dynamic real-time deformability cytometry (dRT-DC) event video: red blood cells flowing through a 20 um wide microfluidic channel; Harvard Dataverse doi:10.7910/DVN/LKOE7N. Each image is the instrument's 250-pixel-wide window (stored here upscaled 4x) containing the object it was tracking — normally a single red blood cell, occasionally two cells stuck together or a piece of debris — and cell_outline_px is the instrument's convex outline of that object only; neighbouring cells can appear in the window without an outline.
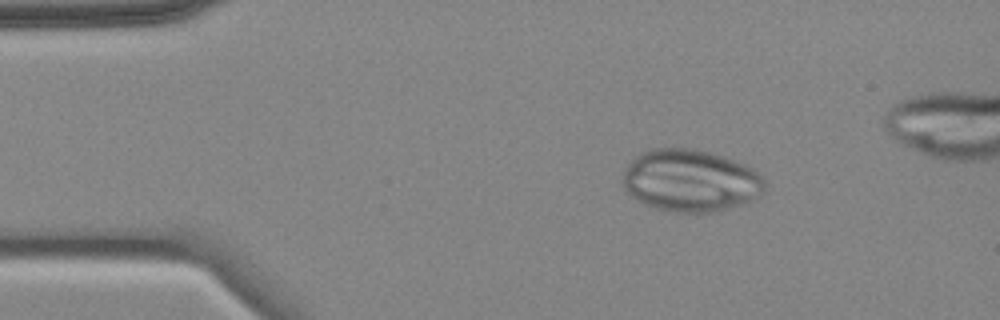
{"species": "common noctule bat (a hibernating species)", "species_latin": "Nyctalus noctula", "temperature_condition": "cold", "stored_images_in_passage": 4, "camera_frame_rate_fps": 3000, "um_per_image_px": 0.085, "animal": {"sex": "female", "body_mass_g": 18.4}, "frame": {"image": 1, "passage_image": 2, "time_ms": 1.0, "image_size_px": [1000, 320], "cell_outline_px": [[764, 188], [760, 196], [756, 200], [748, 204], [716, 212], [676, 212], [656, 208], [644, 204], [636, 200], [624, 188], [624, 168], [640, 152], [652, 148], [692, 148], [724, 156], [744, 164], [752, 168], [764, 180]], "centroid_in_image_um": [58.71, 15.36], "position_along_channel_um": 26.3, "area_um2": 51.79}}